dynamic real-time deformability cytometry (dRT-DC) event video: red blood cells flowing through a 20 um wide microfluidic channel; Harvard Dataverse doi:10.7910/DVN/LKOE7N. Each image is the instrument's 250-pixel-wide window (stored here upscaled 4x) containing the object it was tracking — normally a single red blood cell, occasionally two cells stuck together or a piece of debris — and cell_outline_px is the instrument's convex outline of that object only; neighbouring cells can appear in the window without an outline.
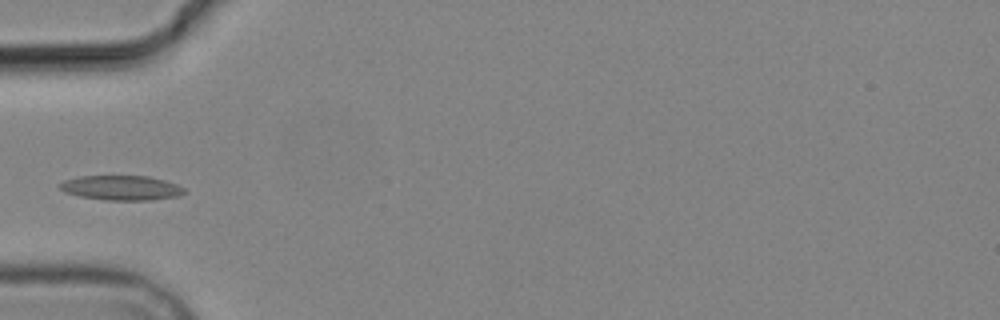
{"species": "common noctule bat (a hibernating species)", "species_latin": "Nyctalus noctula", "temperature_condition": "cold", "stored_images_in_passage": 5, "camera_frame_rate_fps": 3000, "um_per_image_px": 0.085, "animal": {"sex": "male", "body_mass_g": 19.2, "forearm_length_mm": 51.8}, "frame": {"image": 1, "passage_image": 4, "time_ms": 3.667, "image_size_px": [1000, 320], "cell_outline_px": [[184, 192], [176, 196], [148, 200], [108, 200], [80, 196], [64, 192], [60, 188], [60, 184], [64, 180], [80, 176], [148, 176], [164, 180], [176, 184], [184, 188]], "centroid_in_image_um": [10.29, 15.96], "position_along_channel_um": 74.7, "area_um2": 17.63}}
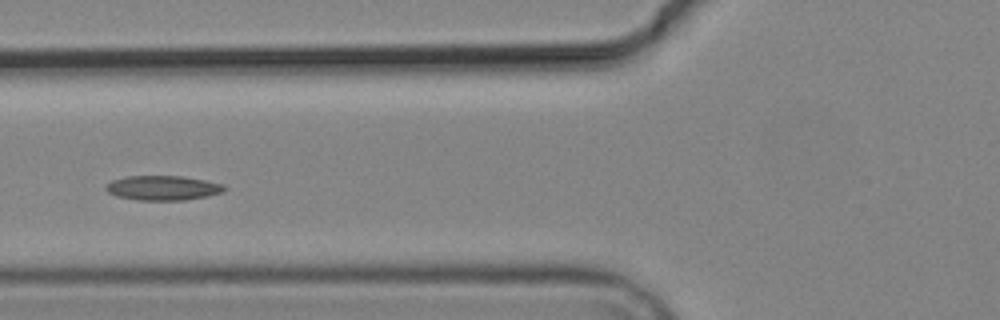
{"frame": {"image": 2, "passage_image": 5, "time_ms": 4.667, "image_size_px": [1000, 320], "cell_outline_px": [[228, 188], [224, 192], [208, 196], [184, 200], [136, 200], [116, 196], [108, 192], [104, 188], [112, 180], [128, 176], [184, 176], [224, 184]], "centroid_in_image_um": [13.88, 15.97], "position_along_channel_um": 111.9, "area_um2": 17.11}}